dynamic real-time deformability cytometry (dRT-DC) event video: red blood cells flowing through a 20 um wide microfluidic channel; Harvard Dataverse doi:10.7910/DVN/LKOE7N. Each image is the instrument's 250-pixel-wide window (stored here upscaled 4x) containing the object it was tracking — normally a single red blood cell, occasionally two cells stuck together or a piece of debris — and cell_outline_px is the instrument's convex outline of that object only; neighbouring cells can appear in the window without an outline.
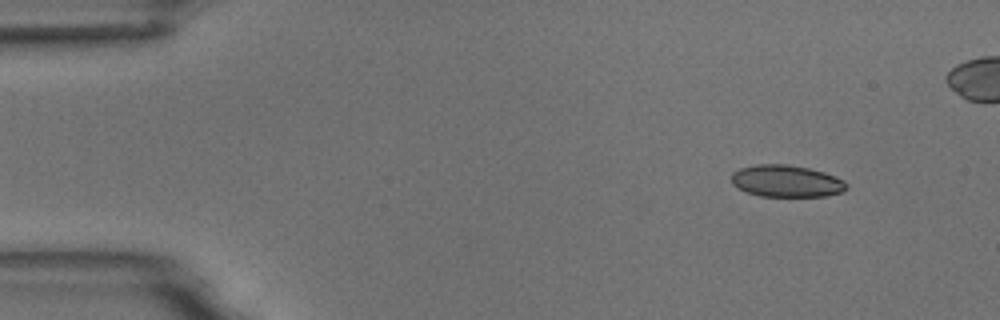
{"species": "common noctule bat (a hibernating species)", "species_latin": "Nyctalus noctula", "temperature_condition": "room temperature", "stored_images_in_passage": 6, "camera_frame_rate_fps": 3000, "um_per_image_px": 0.085, "animal": {"sex": "male", "body_mass_g": 18.8}, "frame": {"image": 1, "passage_image": 1, "time_ms": 0.0, "image_size_px": [1000, 320], "cell_outline_px": [[848, 188], [840, 192], [824, 196], [760, 196], [748, 192], [732, 184], [732, 172], [740, 168], [756, 164], [788, 164], [808, 168], [824, 172], [836, 176], [844, 180], [848, 184]], "centroid_in_image_um": [66.86, 15.38], "position_along_channel_um": 18.1, "area_um2": 21.39}}
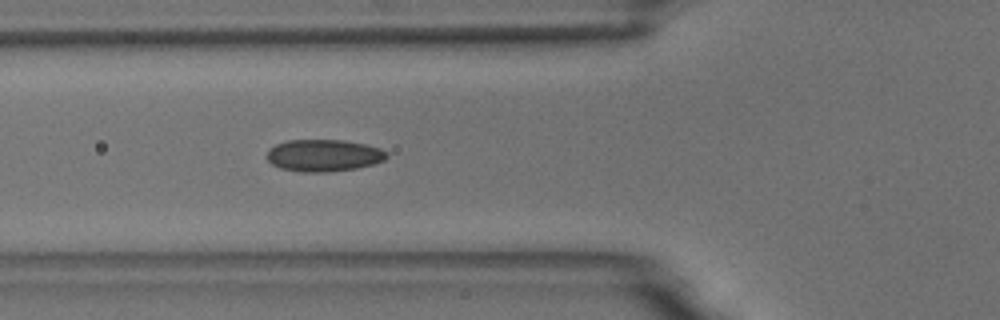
{"frame": {"image": 2, "passage_image": 5, "time_ms": 4.667, "image_size_px": [1000, 320], "cell_outline_px": [[388, 156], [384, 160], [372, 164], [356, 168], [328, 172], [300, 172], [280, 168], [272, 164], [268, 160], [268, 148], [276, 144], [288, 140], [344, 140], [364, 144], [380, 148], [388, 152]], "centroid_in_image_um": [27.51, 13.21], "position_along_channel_um": 98.3, "area_um2": 22.37}}